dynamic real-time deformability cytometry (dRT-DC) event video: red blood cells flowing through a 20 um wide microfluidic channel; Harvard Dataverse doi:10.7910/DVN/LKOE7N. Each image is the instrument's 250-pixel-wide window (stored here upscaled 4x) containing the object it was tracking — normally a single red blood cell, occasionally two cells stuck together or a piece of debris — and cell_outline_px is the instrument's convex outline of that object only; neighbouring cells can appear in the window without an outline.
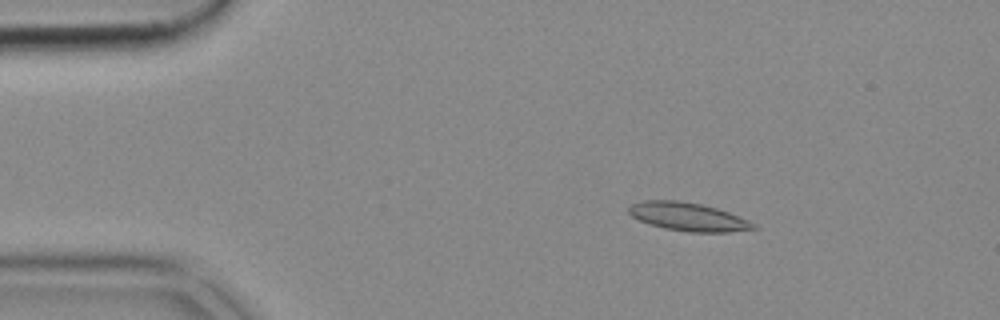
{"species": "common noctule bat (a hibernating species)", "species_latin": "Nyctalus noctula", "temperature_condition": "cold", "stored_images_in_passage": 53, "camera_frame_rate_fps": 3000, "um_per_image_px": 0.085, "animal": {"sex": "female", "body_mass_g": 18.4}, "frame": {"image": 1, "passage_image": 9, "time_ms": 2.667, "image_size_px": [1000, 320], "cell_outline_px": [[760, 228], [728, 232], [688, 232], [664, 228], [648, 224], [632, 216], [628, 212], [628, 208], [632, 204], [644, 200], [676, 200], [700, 204], [716, 208], [728, 212], [748, 220], [756, 224]], "centroid_in_image_um": [58.49, 18.43], "position_along_channel_um": 26.5, "area_um2": 20.52}}
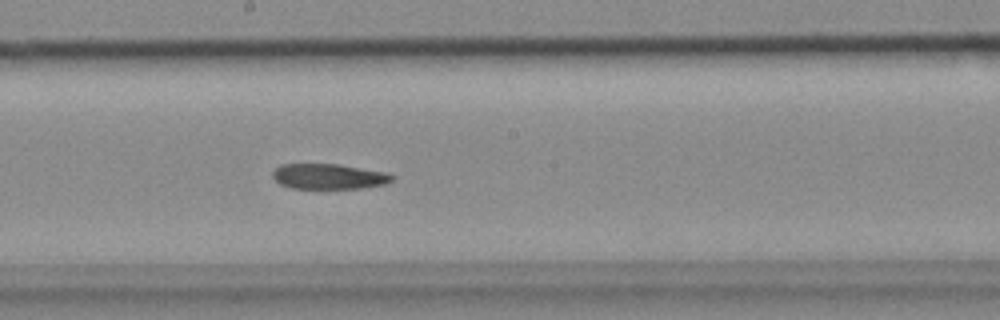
{"frame": {"image": 2, "passage_image": 29, "time_ms": 9.333, "image_size_px": [1000, 320], "cell_outline_px": [[396, 176], [392, 180], [384, 184], [360, 188], [292, 188], [280, 184], [272, 176], [272, 172], [280, 164], [340, 164], [388, 172]], "centroid_in_image_um": [27.97, 14.98], "position_along_channel_um": 220.2, "area_um2": 17.69}}
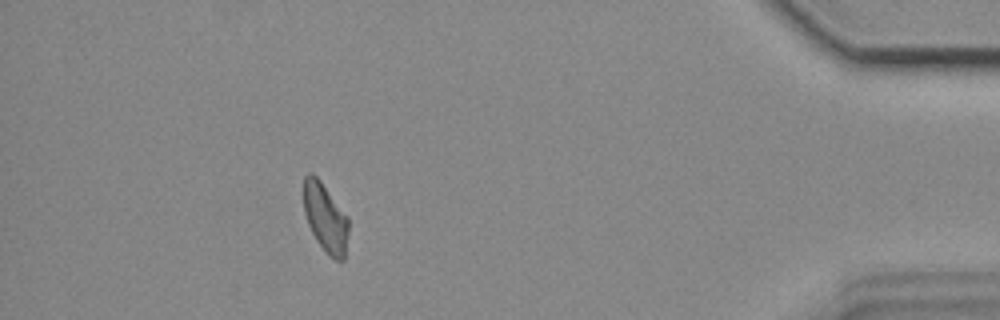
{"frame": {"image": 3, "passage_image": 48, "time_ms": 15.667, "image_size_px": [1000, 320], "cell_outline_px": [[348, 232], [344, 260], [336, 260], [328, 256], [316, 240], [308, 224], [304, 212], [304, 176], [308, 172], [312, 172], [320, 180], [348, 216]], "centroid_in_image_um": [27.66, 18.51], "position_along_channel_um": 407.5, "area_um2": 18.03}}